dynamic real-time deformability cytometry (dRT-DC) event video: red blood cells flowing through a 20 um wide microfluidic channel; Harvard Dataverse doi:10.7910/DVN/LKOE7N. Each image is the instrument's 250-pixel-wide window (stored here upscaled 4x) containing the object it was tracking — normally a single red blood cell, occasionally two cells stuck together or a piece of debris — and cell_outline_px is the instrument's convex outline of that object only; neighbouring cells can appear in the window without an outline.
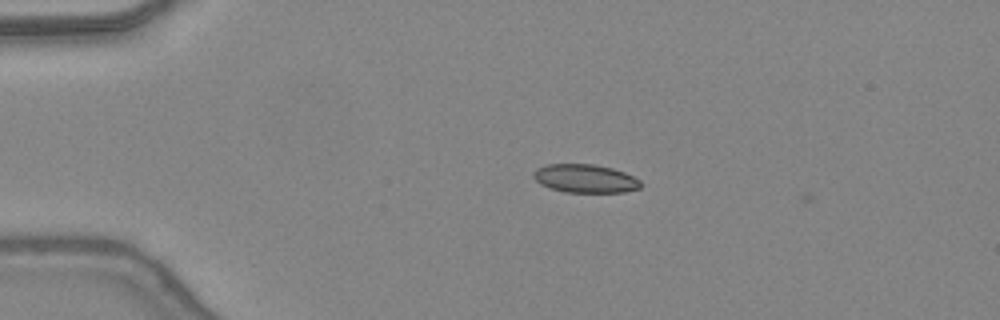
{"species": "common noctule bat (a hibernating species)", "species_latin": "Nyctalus noctula", "temperature_condition": "warm", "stored_images_in_passage": 2, "camera_frame_rate_fps": 3000, "um_per_image_px": 0.085, "animal": {"sex": "female", "body_mass_g": 24.6, "forearm_length_mm": 56.2}, "frame": {"image": 1, "passage_image": 1, "time_ms": 0.0, "image_size_px": [1000, 320], "cell_outline_px": [[640, 188], [624, 192], [564, 192], [540, 184], [532, 176], [532, 172], [536, 168], [548, 164], [596, 164], [612, 168], [624, 172], [640, 180]], "centroid_in_image_um": [49.72, 15.16], "position_along_channel_um": 35.3, "area_um2": 17.74}}